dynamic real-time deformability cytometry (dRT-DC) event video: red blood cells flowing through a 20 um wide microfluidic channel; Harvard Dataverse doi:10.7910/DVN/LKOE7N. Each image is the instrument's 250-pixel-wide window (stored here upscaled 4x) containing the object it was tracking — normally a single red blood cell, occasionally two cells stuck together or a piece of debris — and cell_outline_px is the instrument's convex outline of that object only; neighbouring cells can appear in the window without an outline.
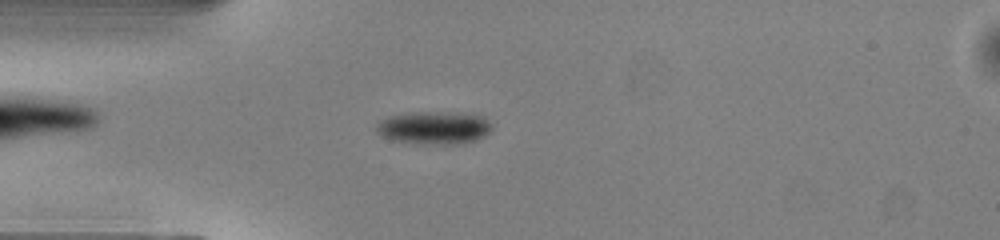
{"species": "common noctule bat (a hibernating species)", "species_latin": "Nyctalus noctula", "temperature_condition": "warm", "stored_images_in_passage": 42, "camera_frame_rate_fps": 3000, "um_per_image_px": 0.085, "animal": {"sex": "male", "body_mass_g": 13.0, "forearm_length_mm": 53.1}, "frame": {"image": 1, "passage_image": 5, "time_ms": 1.333, "image_size_px": [1000, 240], "cell_outline_px": [[492, 128], [484, 136], [476, 140], [464, 144], [424, 144], [392, 140], [380, 136], [376, 132], [376, 124], [380, 120], [388, 116], [416, 112], [444, 112], [484, 116], [492, 124]], "centroid_in_image_um": [36.88, 10.87], "position_along_channel_um": 48.1, "area_um2": 22.25}}
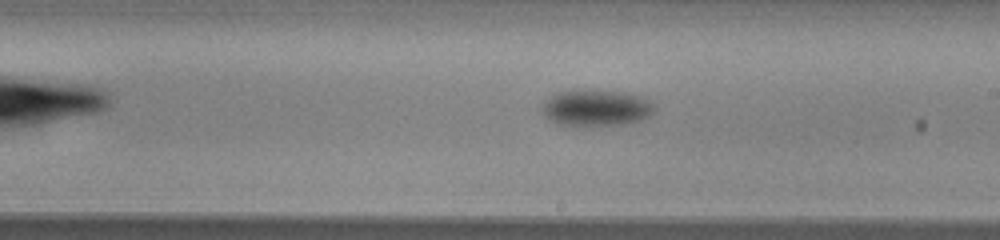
{"frame": {"image": 2, "passage_image": 20, "time_ms": 6.333, "image_size_px": [1000, 240], "cell_outline_px": [[656, 108], [648, 116], [640, 120], [620, 124], [584, 128], [556, 124], [544, 116], [540, 108], [556, 92], [624, 92], [644, 96]], "centroid_in_image_um": [50.66, 9.24], "position_along_channel_um": 238.3, "area_um2": 23.64}}
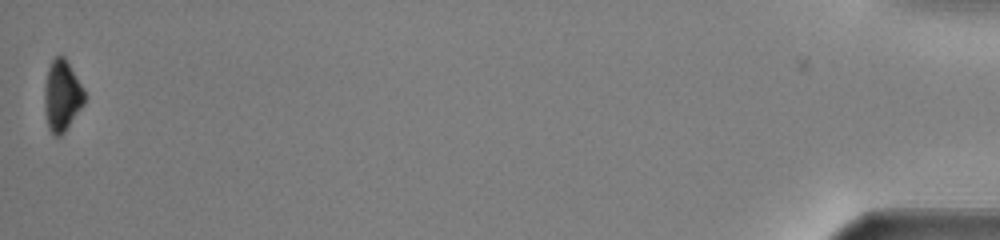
{"frame": {"image": 3, "passage_image": 42, "time_ms": 13.667, "image_size_px": [1000, 240], "cell_outline_px": [[84, 104], [64, 132], [60, 136], [56, 136], [48, 128], [44, 112], [44, 88], [48, 68], [52, 60], [56, 56], [64, 56], [84, 88]], "centroid_in_image_um": [5.25, 8.13], "position_along_channel_um": 429.9, "area_um2": 16.53}, "authors_computed_cell_mechanics": {"area_um2": 22.0218, "velocity_mm_per_s": 4.0408, "shape_relaxation_time_tau1_ms": 1.2142, "shape_relaxation_time_tau2_ms": null, "deformation_change_tau1": 0.0985, "deformation_change_tau2": null}}